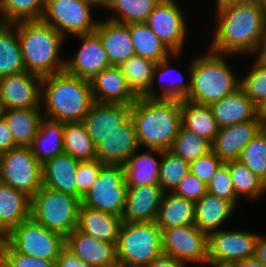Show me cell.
Segmentation results:
<instances>
[{
	"label": "cell",
	"mask_w": 266,
	"mask_h": 267,
	"mask_svg": "<svg viewBox=\"0 0 266 267\" xmlns=\"http://www.w3.org/2000/svg\"><path fill=\"white\" fill-rule=\"evenodd\" d=\"M216 10L217 27L208 50L231 56L258 54L266 32V9L251 0L227 4Z\"/></svg>",
	"instance_id": "obj_1"
},
{
	"label": "cell",
	"mask_w": 266,
	"mask_h": 267,
	"mask_svg": "<svg viewBox=\"0 0 266 267\" xmlns=\"http://www.w3.org/2000/svg\"><path fill=\"white\" fill-rule=\"evenodd\" d=\"M139 147L170 150L181 123V100L138 97L131 105Z\"/></svg>",
	"instance_id": "obj_2"
},
{
	"label": "cell",
	"mask_w": 266,
	"mask_h": 267,
	"mask_svg": "<svg viewBox=\"0 0 266 267\" xmlns=\"http://www.w3.org/2000/svg\"><path fill=\"white\" fill-rule=\"evenodd\" d=\"M94 103L90 81L66 70L42 77L43 116L52 120L81 122Z\"/></svg>",
	"instance_id": "obj_3"
},
{
	"label": "cell",
	"mask_w": 266,
	"mask_h": 267,
	"mask_svg": "<svg viewBox=\"0 0 266 267\" xmlns=\"http://www.w3.org/2000/svg\"><path fill=\"white\" fill-rule=\"evenodd\" d=\"M16 27L26 71L41 77L64 71L66 61L60 60L65 37L42 20L19 21Z\"/></svg>",
	"instance_id": "obj_4"
},
{
	"label": "cell",
	"mask_w": 266,
	"mask_h": 267,
	"mask_svg": "<svg viewBox=\"0 0 266 267\" xmlns=\"http://www.w3.org/2000/svg\"><path fill=\"white\" fill-rule=\"evenodd\" d=\"M189 65L190 92L185 100L210 105L240 87V78L232 71L224 54L207 50Z\"/></svg>",
	"instance_id": "obj_5"
},
{
	"label": "cell",
	"mask_w": 266,
	"mask_h": 267,
	"mask_svg": "<svg viewBox=\"0 0 266 267\" xmlns=\"http://www.w3.org/2000/svg\"><path fill=\"white\" fill-rule=\"evenodd\" d=\"M115 248L118 264L147 267L163 253L161 229L156 222H122Z\"/></svg>",
	"instance_id": "obj_6"
},
{
	"label": "cell",
	"mask_w": 266,
	"mask_h": 267,
	"mask_svg": "<svg viewBox=\"0 0 266 267\" xmlns=\"http://www.w3.org/2000/svg\"><path fill=\"white\" fill-rule=\"evenodd\" d=\"M81 199L42 186L31 197V217L65 238L78 226Z\"/></svg>",
	"instance_id": "obj_7"
},
{
	"label": "cell",
	"mask_w": 266,
	"mask_h": 267,
	"mask_svg": "<svg viewBox=\"0 0 266 267\" xmlns=\"http://www.w3.org/2000/svg\"><path fill=\"white\" fill-rule=\"evenodd\" d=\"M3 239L16 251L43 260H57L65 247V237L32 217L14 227Z\"/></svg>",
	"instance_id": "obj_8"
},
{
	"label": "cell",
	"mask_w": 266,
	"mask_h": 267,
	"mask_svg": "<svg viewBox=\"0 0 266 267\" xmlns=\"http://www.w3.org/2000/svg\"><path fill=\"white\" fill-rule=\"evenodd\" d=\"M0 182L32 197L42 186V164L30 147H15L0 154Z\"/></svg>",
	"instance_id": "obj_9"
},
{
	"label": "cell",
	"mask_w": 266,
	"mask_h": 267,
	"mask_svg": "<svg viewBox=\"0 0 266 267\" xmlns=\"http://www.w3.org/2000/svg\"><path fill=\"white\" fill-rule=\"evenodd\" d=\"M126 192L123 166L105 165L91 189L81 199V204L122 217Z\"/></svg>",
	"instance_id": "obj_10"
},
{
	"label": "cell",
	"mask_w": 266,
	"mask_h": 267,
	"mask_svg": "<svg viewBox=\"0 0 266 267\" xmlns=\"http://www.w3.org/2000/svg\"><path fill=\"white\" fill-rule=\"evenodd\" d=\"M93 6L84 0H46L41 20L66 35H85L95 32L99 20L92 19Z\"/></svg>",
	"instance_id": "obj_11"
},
{
	"label": "cell",
	"mask_w": 266,
	"mask_h": 267,
	"mask_svg": "<svg viewBox=\"0 0 266 267\" xmlns=\"http://www.w3.org/2000/svg\"><path fill=\"white\" fill-rule=\"evenodd\" d=\"M161 232L164 254L193 264L208 259V235L194 224L174 226Z\"/></svg>",
	"instance_id": "obj_12"
},
{
	"label": "cell",
	"mask_w": 266,
	"mask_h": 267,
	"mask_svg": "<svg viewBox=\"0 0 266 267\" xmlns=\"http://www.w3.org/2000/svg\"><path fill=\"white\" fill-rule=\"evenodd\" d=\"M184 16L175 0H161L145 23L173 53H180L188 34Z\"/></svg>",
	"instance_id": "obj_13"
},
{
	"label": "cell",
	"mask_w": 266,
	"mask_h": 267,
	"mask_svg": "<svg viewBox=\"0 0 266 267\" xmlns=\"http://www.w3.org/2000/svg\"><path fill=\"white\" fill-rule=\"evenodd\" d=\"M259 234L239 230H218L208 234V259L234 264L254 256Z\"/></svg>",
	"instance_id": "obj_14"
},
{
	"label": "cell",
	"mask_w": 266,
	"mask_h": 267,
	"mask_svg": "<svg viewBox=\"0 0 266 267\" xmlns=\"http://www.w3.org/2000/svg\"><path fill=\"white\" fill-rule=\"evenodd\" d=\"M41 81V76L28 71L0 77L1 110L42 108Z\"/></svg>",
	"instance_id": "obj_15"
},
{
	"label": "cell",
	"mask_w": 266,
	"mask_h": 267,
	"mask_svg": "<svg viewBox=\"0 0 266 267\" xmlns=\"http://www.w3.org/2000/svg\"><path fill=\"white\" fill-rule=\"evenodd\" d=\"M75 37L82 40V43L74 57L65 60V70L72 75L90 81L111 64L96 32Z\"/></svg>",
	"instance_id": "obj_16"
},
{
	"label": "cell",
	"mask_w": 266,
	"mask_h": 267,
	"mask_svg": "<svg viewBox=\"0 0 266 267\" xmlns=\"http://www.w3.org/2000/svg\"><path fill=\"white\" fill-rule=\"evenodd\" d=\"M139 148L135 124L129 116L117 130L96 145V159L104 165L123 166Z\"/></svg>",
	"instance_id": "obj_17"
},
{
	"label": "cell",
	"mask_w": 266,
	"mask_h": 267,
	"mask_svg": "<svg viewBox=\"0 0 266 267\" xmlns=\"http://www.w3.org/2000/svg\"><path fill=\"white\" fill-rule=\"evenodd\" d=\"M262 126L258 115L247 122L221 127L211 143V150L223 162L238 160L244 147L256 136Z\"/></svg>",
	"instance_id": "obj_18"
},
{
	"label": "cell",
	"mask_w": 266,
	"mask_h": 267,
	"mask_svg": "<svg viewBox=\"0 0 266 267\" xmlns=\"http://www.w3.org/2000/svg\"><path fill=\"white\" fill-rule=\"evenodd\" d=\"M131 105L100 103L94 101L83 119L87 133L94 144H99L106 136L117 130L130 116Z\"/></svg>",
	"instance_id": "obj_19"
},
{
	"label": "cell",
	"mask_w": 266,
	"mask_h": 267,
	"mask_svg": "<svg viewBox=\"0 0 266 267\" xmlns=\"http://www.w3.org/2000/svg\"><path fill=\"white\" fill-rule=\"evenodd\" d=\"M164 191L160 185L127 187L123 222H155Z\"/></svg>",
	"instance_id": "obj_20"
},
{
	"label": "cell",
	"mask_w": 266,
	"mask_h": 267,
	"mask_svg": "<svg viewBox=\"0 0 266 267\" xmlns=\"http://www.w3.org/2000/svg\"><path fill=\"white\" fill-rule=\"evenodd\" d=\"M65 246L93 267H112L117 264L114 244L99 241L78 228L65 238Z\"/></svg>",
	"instance_id": "obj_21"
},
{
	"label": "cell",
	"mask_w": 266,
	"mask_h": 267,
	"mask_svg": "<svg viewBox=\"0 0 266 267\" xmlns=\"http://www.w3.org/2000/svg\"><path fill=\"white\" fill-rule=\"evenodd\" d=\"M90 85L96 102L132 105L137 99L118 66L103 69L90 80Z\"/></svg>",
	"instance_id": "obj_22"
},
{
	"label": "cell",
	"mask_w": 266,
	"mask_h": 267,
	"mask_svg": "<svg viewBox=\"0 0 266 267\" xmlns=\"http://www.w3.org/2000/svg\"><path fill=\"white\" fill-rule=\"evenodd\" d=\"M95 32L99 35L112 66L119 67L135 55L129 24H120L108 19H102V21H98Z\"/></svg>",
	"instance_id": "obj_23"
},
{
	"label": "cell",
	"mask_w": 266,
	"mask_h": 267,
	"mask_svg": "<svg viewBox=\"0 0 266 267\" xmlns=\"http://www.w3.org/2000/svg\"><path fill=\"white\" fill-rule=\"evenodd\" d=\"M209 106L220 128L253 120L258 115V107L241 87Z\"/></svg>",
	"instance_id": "obj_24"
},
{
	"label": "cell",
	"mask_w": 266,
	"mask_h": 267,
	"mask_svg": "<svg viewBox=\"0 0 266 267\" xmlns=\"http://www.w3.org/2000/svg\"><path fill=\"white\" fill-rule=\"evenodd\" d=\"M80 160L60 154L42 164L43 186L77 196L76 170Z\"/></svg>",
	"instance_id": "obj_25"
},
{
	"label": "cell",
	"mask_w": 266,
	"mask_h": 267,
	"mask_svg": "<svg viewBox=\"0 0 266 267\" xmlns=\"http://www.w3.org/2000/svg\"><path fill=\"white\" fill-rule=\"evenodd\" d=\"M31 217V197L0 182V236Z\"/></svg>",
	"instance_id": "obj_26"
},
{
	"label": "cell",
	"mask_w": 266,
	"mask_h": 267,
	"mask_svg": "<svg viewBox=\"0 0 266 267\" xmlns=\"http://www.w3.org/2000/svg\"><path fill=\"white\" fill-rule=\"evenodd\" d=\"M122 217L95 210L84 205L79 207L77 228L95 239L116 246Z\"/></svg>",
	"instance_id": "obj_27"
},
{
	"label": "cell",
	"mask_w": 266,
	"mask_h": 267,
	"mask_svg": "<svg viewBox=\"0 0 266 267\" xmlns=\"http://www.w3.org/2000/svg\"><path fill=\"white\" fill-rule=\"evenodd\" d=\"M140 149H137L123 165L127 187L159 185L161 160L158 161L153 153L161 157L162 150L149 148L147 152L140 154Z\"/></svg>",
	"instance_id": "obj_28"
},
{
	"label": "cell",
	"mask_w": 266,
	"mask_h": 267,
	"mask_svg": "<svg viewBox=\"0 0 266 267\" xmlns=\"http://www.w3.org/2000/svg\"><path fill=\"white\" fill-rule=\"evenodd\" d=\"M235 208L230 201L207 192L195 203L194 225L207 235L218 231Z\"/></svg>",
	"instance_id": "obj_29"
},
{
	"label": "cell",
	"mask_w": 266,
	"mask_h": 267,
	"mask_svg": "<svg viewBox=\"0 0 266 267\" xmlns=\"http://www.w3.org/2000/svg\"><path fill=\"white\" fill-rule=\"evenodd\" d=\"M42 108H24L2 110L1 117L9 127L14 144L18 147H30L39 130L43 116Z\"/></svg>",
	"instance_id": "obj_30"
},
{
	"label": "cell",
	"mask_w": 266,
	"mask_h": 267,
	"mask_svg": "<svg viewBox=\"0 0 266 267\" xmlns=\"http://www.w3.org/2000/svg\"><path fill=\"white\" fill-rule=\"evenodd\" d=\"M64 123L43 117L30 146L33 155L43 164L64 153Z\"/></svg>",
	"instance_id": "obj_31"
},
{
	"label": "cell",
	"mask_w": 266,
	"mask_h": 267,
	"mask_svg": "<svg viewBox=\"0 0 266 267\" xmlns=\"http://www.w3.org/2000/svg\"><path fill=\"white\" fill-rule=\"evenodd\" d=\"M195 203L173 192H164L156 218L161 229L194 224Z\"/></svg>",
	"instance_id": "obj_32"
},
{
	"label": "cell",
	"mask_w": 266,
	"mask_h": 267,
	"mask_svg": "<svg viewBox=\"0 0 266 267\" xmlns=\"http://www.w3.org/2000/svg\"><path fill=\"white\" fill-rule=\"evenodd\" d=\"M182 126L193 133L213 142L220 127L209 105L181 100Z\"/></svg>",
	"instance_id": "obj_33"
},
{
	"label": "cell",
	"mask_w": 266,
	"mask_h": 267,
	"mask_svg": "<svg viewBox=\"0 0 266 267\" xmlns=\"http://www.w3.org/2000/svg\"><path fill=\"white\" fill-rule=\"evenodd\" d=\"M129 32L136 56L158 63L169 55L171 57L180 55L173 53L145 22L129 24Z\"/></svg>",
	"instance_id": "obj_34"
},
{
	"label": "cell",
	"mask_w": 266,
	"mask_h": 267,
	"mask_svg": "<svg viewBox=\"0 0 266 267\" xmlns=\"http://www.w3.org/2000/svg\"><path fill=\"white\" fill-rule=\"evenodd\" d=\"M24 71L17 29L12 23H0V77Z\"/></svg>",
	"instance_id": "obj_35"
},
{
	"label": "cell",
	"mask_w": 266,
	"mask_h": 267,
	"mask_svg": "<svg viewBox=\"0 0 266 267\" xmlns=\"http://www.w3.org/2000/svg\"><path fill=\"white\" fill-rule=\"evenodd\" d=\"M156 62L140 56H132L119 67L127 86L138 97H143L152 84Z\"/></svg>",
	"instance_id": "obj_36"
},
{
	"label": "cell",
	"mask_w": 266,
	"mask_h": 267,
	"mask_svg": "<svg viewBox=\"0 0 266 267\" xmlns=\"http://www.w3.org/2000/svg\"><path fill=\"white\" fill-rule=\"evenodd\" d=\"M170 57L159 61L154 69L153 72V80H152V84L149 88V91L143 96L146 98H157V99H175V100H185L187 95L190 92V82L189 83H185L184 81V77H183V73H180V71H178L177 69H174V71L176 72V79H172L171 83L167 84V85H163L162 83H164V78L167 74H170L171 70H173V68H169L170 65ZM179 74H178V73ZM157 73H159L160 79L159 80V86H160V93L157 91H155V87H154V82L156 79V75ZM175 74V73H174ZM165 75V76H164ZM164 76V77H163ZM173 76V75H172ZM170 78V77H168ZM166 81V80H165ZM170 82V81H169Z\"/></svg>",
	"instance_id": "obj_37"
},
{
	"label": "cell",
	"mask_w": 266,
	"mask_h": 267,
	"mask_svg": "<svg viewBox=\"0 0 266 267\" xmlns=\"http://www.w3.org/2000/svg\"><path fill=\"white\" fill-rule=\"evenodd\" d=\"M64 153L80 161L96 159V145L83 122L64 123Z\"/></svg>",
	"instance_id": "obj_38"
},
{
	"label": "cell",
	"mask_w": 266,
	"mask_h": 267,
	"mask_svg": "<svg viewBox=\"0 0 266 267\" xmlns=\"http://www.w3.org/2000/svg\"><path fill=\"white\" fill-rule=\"evenodd\" d=\"M230 176L237 198L244 197L257 199L264 196L266 192V182L257 176L248 166L239 160L228 161ZM244 195V196H243Z\"/></svg>",
	"instance_id": "obj_39"
},
{
	"label": "cell",
	"mask_w": 266,
	"mask_h": 267,
	"mask_svg": "<svg viewBox=\"0 0 266 267\" xmlns=\"http://www.w3.org/2000/svg\"><path fill=\"white\" fill-rule=\"evenodd\" d=\"M160 1L161 0H111L107 9L112 10V12L116 14L107 19L127 25L146 22L149 14Z\"/></svg>",
	"instance_id": "obj_40"
},
{
	"label": "cell",
	"mask_w": 266,
	"mask_h": 267,
	"mask_svg": "<svg viewBox=\"0 0 266 267\" xmlns=\"http://www.w3.org/2000/svg\"><path fill=\"white\" fill-rule=\"evenodd\" d=\"M46 0H0V23L41 20Z\"/></svg>",
	"instance_id": "obj_41"
},
{
	"label": "cell",
	"mask_w": 266,
	"mask_h": 267,
	"mask_svg": "<svg viewBox=\"0 0 266 267\" xmlns=\"http://www.w3.org/2000/svg\"><path fill=\"white\" fill-rule=\"evenodd\" d=\"M170 151L191 163L211 151V143L181 125Z\"/></svg>",
	"instance_id": "obj_42"
},
{
	"label": "cell",
	"mask_w": 266,
	"mask_h": 267,
	"mask_svg": "<svg viewBox=\"0 0 266 267\" xmlns=\"http://www.w3.org/2000/svg\"><path fill=\"white\" fill-rule=\"evenodd\" d=\"M159 185L164 192H172L182 178L190 172V163L170 150H162Z\"/></svg>",
	"instance_id": "obj_43"
},
{
	"label": "cell",
	"mask_w": 266,
	"mask_h": 267,
	"mask_svg": "<svg viewBox=\"0 0 266 267\" xmlns=\"http://www.w3.org/2000/svg\"><path fill=\"white\" fill-rule=\"evenodd\" d=\"M249 70L247 75L240 79V87L259 107L266 99V63L257 56Z\"/></svg>",
	"instance_id": "obj_44"
},
{
	"label": "cell",
	"mask_w": 266,
	"mask_h": 267,
	"mask_svg": "<svg viewBox=\"0 0 266 267\" xmlns=\"http://www.w3.org/2000/svg\"><path fill=\"white\" fill-rule=\"evenodd\" d=\"M238 160L266 182V135L262 130L244 147Z\"/></svg>",
	"instance_id": "obj_45"
},
{
	"label": "cell",
	"mask_w": 266,
	"mask_h": 267,
	"mask_svg": "<svg viewBox=\"0 0 266 267\" xmlns=\"http://www.w3.org/2000/svg\"><path fill=\"white\" fill-rule=\"evenodd\" d=\"M207 192L211 195L230 201L235 207H237L239 199L236 197L233 188L228 161L223 162L219 166L210 182L207 184Z\"/></svg>",
	"instance_id": "obj_46"
},
{
	"label": "cell",
	"mask_w": 266,
	"mask_h": 267,
	"mask_svg": "<svg viewBox=\"0 0 266 267\" xmlns=\"http://www.w3.org/2000/svg\"><path fill=\"white\" fill-rule=\"evenodd\" d=\"M104 166L105 165L97 159L79 162L75 175L77 197L82 199L83 196L91 189Z\"/></svg>",
	"instance_id": "obj_47"
},
{
	"label": "cell",
	"mask_w": 266,
	"mask_h": 267,
	"mask_svg": "<svg viewBox=\"0 0 266 267\" xmlns=\"http://www.w3.org/2000/svg\"><path fill=\"white\" fill-rule=\"evenodd\" d=\"M223 161L211 150L190 163V172L206 185Z\"/></svg>",
	"instance_id": "obj_48"
},
{
	"label": "cell",
	"mask_w": 266,
	"mask_h": 267,
	"mask_svg": "<svg viewBox=\"0 0 266 267\" xmlns=\"http://www.w3.org/2000/svg\"><path fill=\"white\" fill-rule=\"evenodd\" d=\"M175 195L184 197L196 203L203 195L207 193V185L198 177L189 172L172 191Z\"/></svg>",
	"instance_id": "obj_49"
},
{
	"label": "cell",
	"mask_w": 266,
	"mask_h": 267,
	"mask_svg": "<svg viewBox=\"0 0 266 267\" xmlns=\"http://www.w3.org/2000/svg\"><path fill=\"white\" fill-rule=\"evenodd\" d=\"M0 267H36V257L16 252L2 238L0 242Z\"/></svg>",
	"instance_id": "obj_50"
},
{
	"label": "cell",
	"mask_w": 266,
	"mask_h": 267,
	"mask_svg": "<svg viewBox=\"0 0 266 267\" xmlns=\"http://www.w3.org/2000/svg\"><path fill=\"white\" fill-rule=\"evenodd\" d=\"M56 267H93L90 264L80 260L66 246L61 250L59 257L56 260Z\"/></svg>",
	"instance_id": "obj_51"
},
{
	"label": "cell",
	"mask_w": 266,
	"mask_h": 267,
	"mask_svg": "<svg viewBox=\"0 0 266 267\" xmlns=\"http://www.w3.org/2000/svg\"><path fill=\"white\" fill-rule=\"evenodd\" d=\"M17 147L5 120L0 116V154Z\"/></svg>",
	"instance_id": "obj_52"
},
{
	"label": "cell",
	"mask_w": 266,
	"mask_h": 267,
	"mask_svg": "<svg viewBox=\"0 0 266 267\" xmlns=\"http://www.w3.org/2000/svg\"><path fill=\"white\" fill-rule=\"evenodd\" d=\"M187 263L162 253L156 257L147 267H186Z\"/></svg>",
	"instance_id": "obj_53"
},
{
	"label": "cell",
	"mask_w": 266,
	"mask_h": 267,
	"mask_svg": "<svg viewBox=\"0 0 266 267\" xmlns=\"http://www.w3.org/2000/svg\"><path fill=\"white\" fill-rule=\"evenodd\" d=\"M254 256L257 257L262 263L266 264V236H258Z\"/></svg>",
	"instance_id": "obj_54"
},
{
	"label": "cell",
	"mask_w": 266,
	"mask_h": 267,
	"mask_svg": "<svg viewBox=\"0 0 266 267\" xmlns=\"http://www.w3.org/2000/svg\"><path fill=\"white\" fill-rule=\"evenodd\" d=\"M235 267H266L257 257L252 256L233 264Z\"/></svg>",
	"instance_id": "obj_55"
},
{
	"label": "cell",
	"mask_w": 266,
	"mask_h": 267,
	"mask_svg": "<svg viewBox=\"0 0 266 267\" xmlns=\"http://www.w3.org/2000/svg\"><path fill=\"white\" fill-rule=\"evenodd\" d=\"M86 3L90 4L93 7H102L107 9L108 5L110 4L111 0H84Z\"/></svg>",
	"instance_id": "obj_56"
},
{
	"label": "cell",
	"mask_w": 266,
	"mask_h": 267,
	"mask_svg": "<svg viewBox=\"0 0 266 267\" xmlns=\"http://www.w3.org/2000/svg\"><path fill=\"white\" fill-rule=\"evenodd\" d=\"M36 267H56V260H43L36 258Z\"/></svg>",
	"instance_id": "obj_57"
},
{
	"label": "cell",
	"mask_w": 266,
	"mask_h": 267,
	"mask_svg": "<svg viewBox=\"0 0 266 267\" xmlns=\"http://www.w3.org/2000/svg\"><path fill=\"white\" fill-rule=\"evenodd\" d=\"M258 117L261 119L262 123H266V99L258 107Z\"/></svg>",
	"instance_id": "obj_58"
},
{
	"label": "cell",
	"mask_w": 266,
	"mask_h": 267,
	"mask_svg": "<svg viewBox=\"0 0 266 267\" xmlns=\"http://www.w3.org/2000/svg\"><path fill=\"white\" fill-rule=\"evenodd\" d=\"M217 4H216V7L217 8H220L222 6H225L227 4H232V3H240V2H248V1H251V0H216Z\"/></svg>",
	"instance_id": "obj_59"
},
{
	"label": "cell",
	"mask_w": 266,
	"mask_h": 267,
	"mask_svg": "<svg viewBox=\"0 0 266 267\" xmlns=\"http://www.w3.org/2000/svg\"><path fill=\"white\" fill-rule=\"evenodd\" d=\"M257 56L266 63V32L264 36V41L262 42L261 49Z\"/></svg>",
	"instance_id": "obj_60"
},
{
	"label": "cell",
	"mask_w": 266,
	"mask_h": 267,
	"mask_svg": "<svg viewBox=\"0 0 266 267\" xmlns=\"http://www.w3.org/2000/svg\"><path fill=\"white\" fill-rule=\"evenodd\" d=\"M201 263H203L204 265H205V264H209V265H211L212 267H219V262H216V261H213V260H210V259H206V260H204V261L201 262Z\"/></svg>",
	"instance_id": "obj_61"
},
{
	"label": "cell",
	"mask_w": 266,
	"mask_h": 267,
	"mask_svg": "<svg viewBox=\"0 0 266 267\" xmlns=\"http://www.w3.org/2000/svg\"><path fill=\"white\" fill-rule=\"evenodd\" d=\"M256 1L266 9V0H256Z\"/></svg>",
	"instance_id": "obj_62"
},
{
	"label": "cell",
	"mask_w": 266,
	"mask_h": 267,
	"mask_svg": "<svg viewBox=\"0 0 266 267\" xmlns=\"http://www.w3.org/2000/svg\"><path fill=\"white\" fill-rule=\"evenodd\" d=\"M219 267H235L233 264H221L219 263Z\"/></svg>",
	"instance_id": "obj_63"
},
{
	"label": "cell",
	"mask_w": 266,
	"mask_h": 267,
	"mask_svg": "<svg viewBox=\"0 0 266 267\" xmlns=\"http://www.w3.org/2000/svg\"><path fill=\"white\" fill-rule=\"evenodd\" d=\"M261 130L265 133L266 135V123H262Z\"/></svg>",
	"instance_id": "obj_64"
},
{
	"label": "cell",
	"mask_w": 266,
	"mask_h": 267,
	"mask_svg": "<svg viewBox=\"0 0 266 267\" xmlns=\"http://www.w3.org/2000/svg\"><path fill=\"white\" fill-rule=\"evenodd\" d=\"M112 267H125V266H123V265L117 263L116 265H114V266H112Z\"/></svg>",
	"instance_id": "obj_65"
}]
</instances>
